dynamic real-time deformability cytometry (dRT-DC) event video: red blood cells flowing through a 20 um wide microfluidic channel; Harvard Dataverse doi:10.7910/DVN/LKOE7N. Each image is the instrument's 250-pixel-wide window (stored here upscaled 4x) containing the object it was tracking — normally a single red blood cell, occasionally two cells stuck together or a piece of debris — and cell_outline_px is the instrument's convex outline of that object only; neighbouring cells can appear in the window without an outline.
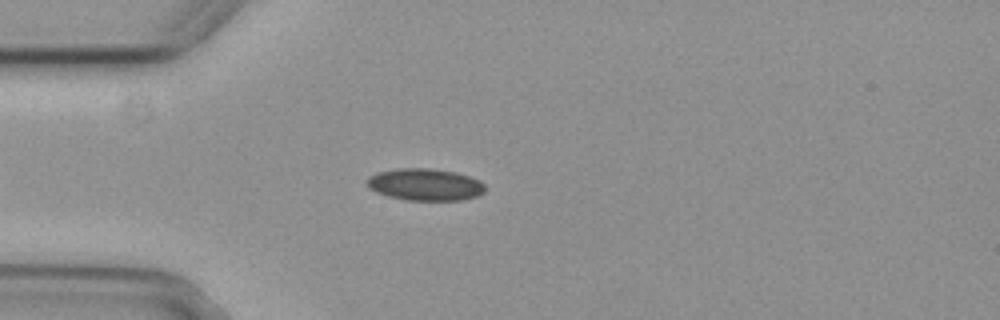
{"species": "common noctule bat (a hibernating species)", "species_latin": "Nyctalus noctula", "temperature_condition": "cold", "stored_images_in_passage": 4, "camera_frame_rate_fps": 3000, "um_per_image_px": 0.085, "animal": {"sex": "female", "body_mass_g": 29.2, "forearm_length_mm": 56.3}, "frame": {"image": 1, "passage_image": 3, "time_ms": 0.667, "image_size_px": [1000, 320], "cell_outline_px": [[484, 192], [476, 196], [460, 200], [404, 200], [388, 196], [376, 192], [368, 188], [368, 176], [380, 172], [400, 168], [428, 168], [452, 172], [468, 176], [480, 180], [484, 184]], "centroid_in_image_um": [36.12, 15.69], "position_along_channel_um": 48.9, "area_um2": 21.79}}